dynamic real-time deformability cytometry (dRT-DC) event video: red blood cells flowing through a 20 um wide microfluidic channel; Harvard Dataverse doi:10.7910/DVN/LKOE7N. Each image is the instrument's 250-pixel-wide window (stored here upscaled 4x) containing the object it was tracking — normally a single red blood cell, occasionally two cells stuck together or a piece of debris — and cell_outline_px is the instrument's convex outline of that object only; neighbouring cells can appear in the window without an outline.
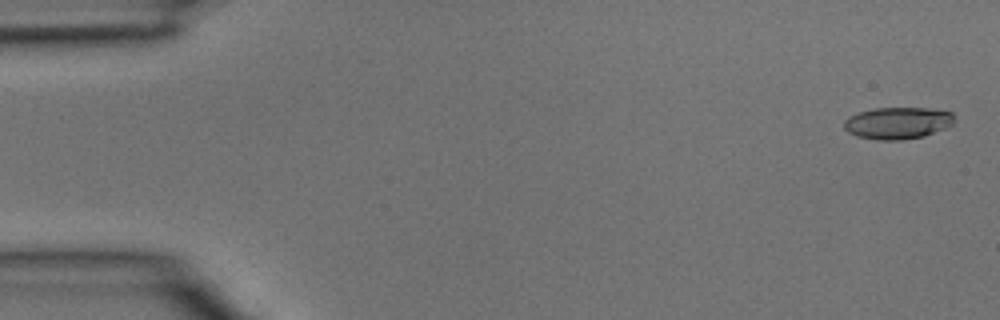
{"species": "common noctule bat (a hibernating species)", "species_latin": "Nyctalus noctula", "temperature_condition": "room temperature", "stored_images_in_passage": 3, "camera_frame_rate_fps": 3000, "um_per_image_px": 0.085, "animal": {"sex": "male", "body_mass_g": 15.6}, "frame": {"image": 1, "passage_image": 1, "time_ms": 0.0, "image_size_px": [1000, 320], "cell_outline_px": [[956, 120], [952, 124], [944, 128], [924, 136], [900, 140], [876, 140], [856, 136], [848, 132], [844, 128], [844, 120], [848, 116], [872, 108], [928, 108], [952, 112], [956, 116]], "centroid_in_image_um": [76.3, 10.45], "position_along_channel_um": 8.7, "area_um2": 20.63}}
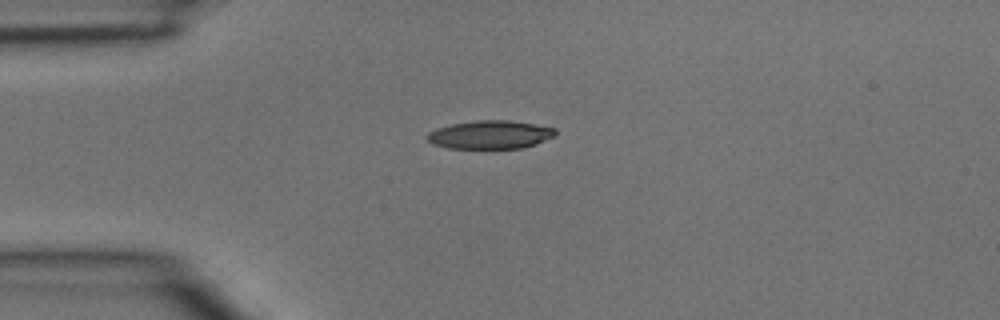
{"frame": {"image": 2, "passage_image": 3, "time_ms": 0.667, "image_size_px": [1000, 320], "cell_outline_px": [[556, 136], [536, 144], [520, 148], [448, 148], [432, 144], [424, 136], [428, 132], [436, 128], [452, 124], [476, 120], [508, 120], [556, 128]], "centroid_in_image_um": [41.64, 11.45], "position_along_channel_um": 43.4, "area_um2": 21.21}}